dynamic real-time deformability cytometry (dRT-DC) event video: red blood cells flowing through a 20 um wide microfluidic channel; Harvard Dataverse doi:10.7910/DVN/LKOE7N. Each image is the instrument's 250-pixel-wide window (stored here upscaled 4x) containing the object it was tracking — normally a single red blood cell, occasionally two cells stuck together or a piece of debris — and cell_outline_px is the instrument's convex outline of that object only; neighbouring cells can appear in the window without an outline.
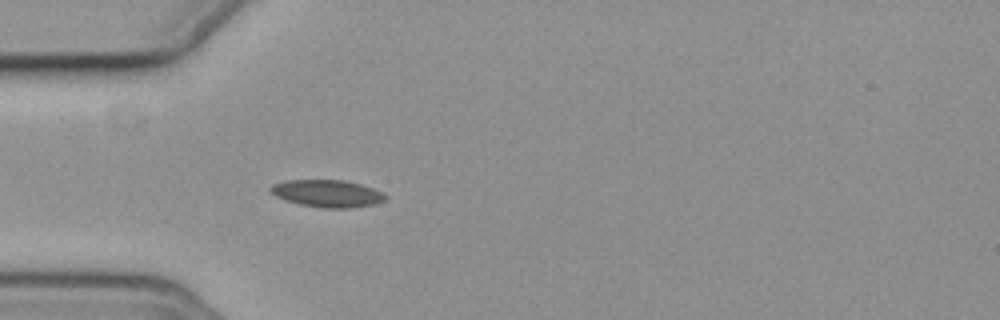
{"species": "common noctule bat (a hibernating species)", "species_latin": "Nyctalus noctula", "temperature_condition": "cold", "stored_images_in_passage": 41, "camera_frame_rate_fps": 3000, "um_per_image_px": 0.085, "animal": {"sex": "female", "body_mass_g": 19.3, "forearm_length_mm": 54.1}, "frame": {"image": 1, "passage_image": 1, "time_ms": 0.0, "image_size_px": [1000, 320], "cell_outline_px": [[388, 200], [376, 204], [352, 208], [324, 208], [300, 204], [284, 200], [276, 196], [268, 188], [272, 184], [288, 180], [344, 180], [360, 184], [372, 188], [388, 196]], "centroid_in_image_um": [27.84, 16.45], "position_along_channel_um": 57.2, "area_um2": 18.32}}
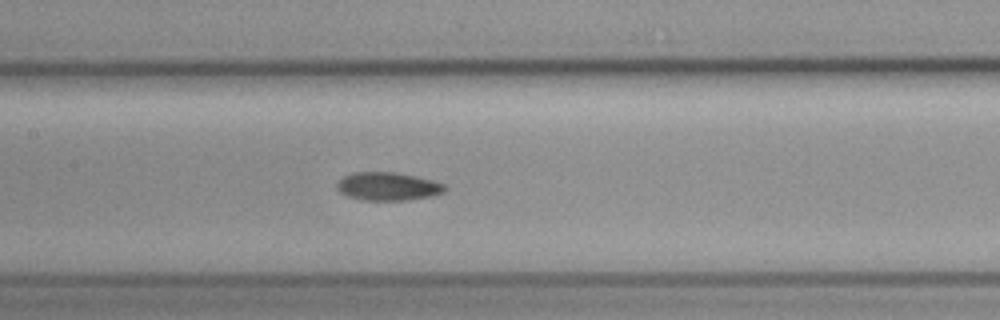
{"frame": {"image": 2, "passage_image": 11, "time_ms": 3.333, "image_size_px": [1000, 320], "cell_outline_px": [[448, 188], [444, 192], [432, 196], [404, 200], [364, 200], [348, 196], [340, 192], [336, 184], [344, 176], [352, 172], [396, 172], [416, 176], [432, 180], [444, 184]], "centroid_in_image_um": [32.99, 15.83], "position_along_channel_um": 174.4, "area_um2": 17.69}}
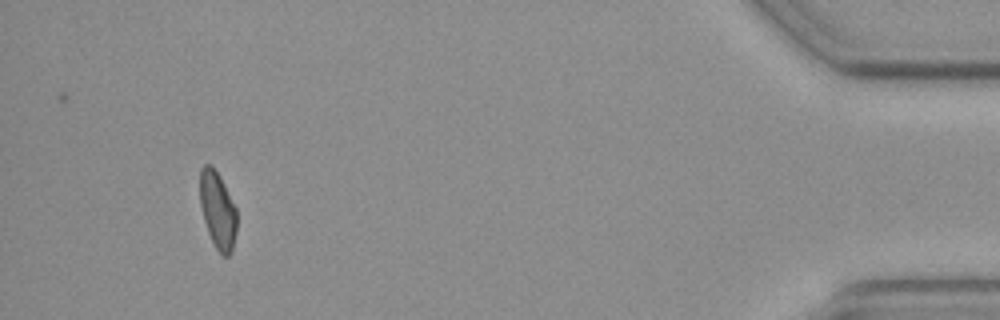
{"frame": {"image": 3, "passage_image": 37, "time_ms": 12.0, "image_size_px": [1000, 320], "cell_outline_px": [[236, 232], [232, 252], [228, 256], [224, 256], [216, 248], [208, 232], [204, 220], [200, 204], [200, 168], [204, 164], [212, 164], [224, 184], [236, 208]], "centroid_in_image_um": [18.5, 17.84], "position_along_channel_um": 416.7, "area_um2": 16.47}, "authors_computed_cell_mechanics": {"area_um2": 17.34, "velocity_mm_per_s": 3.6707, "shape_relaxation_time_tau1_ms": 7.8752, "shape_relaxation_time_tau2_ms": 9.9288, "deformation_change_tau1": 0.165, "deformation_change_tau2": 0.1427}}